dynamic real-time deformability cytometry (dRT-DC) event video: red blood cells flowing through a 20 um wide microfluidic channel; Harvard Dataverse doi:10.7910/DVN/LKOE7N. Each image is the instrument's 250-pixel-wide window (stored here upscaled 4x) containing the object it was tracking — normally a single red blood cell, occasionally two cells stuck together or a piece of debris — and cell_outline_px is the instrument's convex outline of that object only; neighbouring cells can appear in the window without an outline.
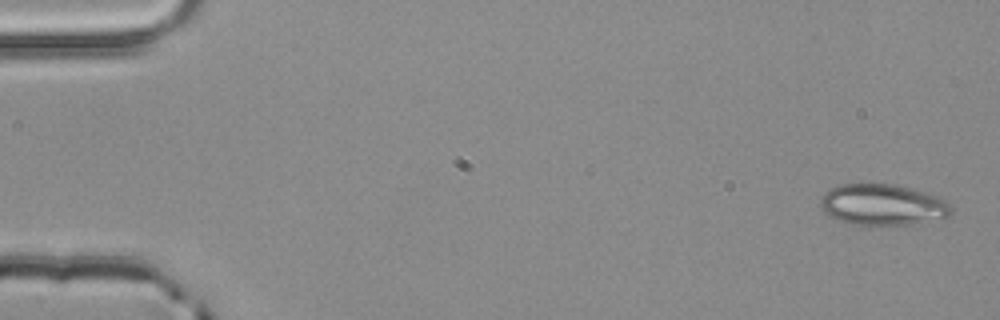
{"species": "common noctule bat (a hibernating species)", "species_latin": "Nyctalus noctula", "temperature_condition": "room temperature", "stored_images_in_passage": 5, "segment_of_instrument_passage": [2, 2], "camera_frame_rate_fps": 3000, "um_per_image_px": 0.085, "animal": {"sex": "male", "body_mass_g": 20.4}, "frame": {"image": 1, "passage_image": 5, "time_ms": 1.333, "image_size_px": [1000, 320], "cell_outline_px": [[952, 212], [948, 216], [912, 224], [848, 224], [836, 220], [828, 216], [824, 212], [820, 204], [820, 200], [824, 192], [840, 184], [892, 184], [924, 192], [948, 200], [952, 208]], "centroid_in_image_um": [74.99, 17.4], "position_along_channel_um": 10.0, "area_um2": 31.15}}